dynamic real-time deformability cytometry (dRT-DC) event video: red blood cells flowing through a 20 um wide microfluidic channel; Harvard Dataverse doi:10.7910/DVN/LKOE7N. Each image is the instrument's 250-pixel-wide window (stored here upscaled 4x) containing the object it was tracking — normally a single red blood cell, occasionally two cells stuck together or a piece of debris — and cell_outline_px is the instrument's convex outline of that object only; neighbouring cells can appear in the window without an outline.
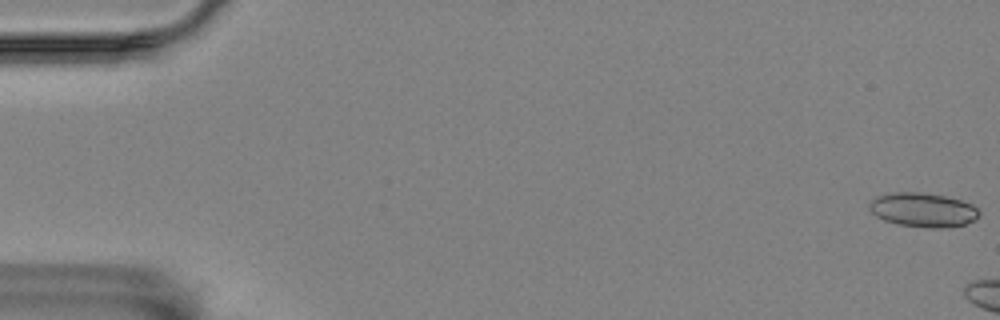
{"species": "Egyptian fruit bat (a non-hibernating species)", "species_latin": "Rousettus aegyptiacus", "temperature_condition": "room temperature", "stored_images_in_passage": 6, "camera_frame_rate_fps": 3000, "um_per_image_px": 0.085, "animal": {"sex": "female"}, "frame": {"image": 1, "passage_image": 1, "time_ms": 0.0, "image_size_px": [1000, 320], "cell_outline_px": [[980, 216], [976, 220], [964, 224], [940, 228], [928, 228], [900, 224], [884, 220], [876, 216], [868, 208], [868, 204], [876, 196], [896, 192], [920, 192], [944, 196], [960, 200], [972, 204], [980, 212]], "centroid_in_image_um": [78.46, 17.84], "position_along_channel_um": 6.5, "area_um2": 21.79}}